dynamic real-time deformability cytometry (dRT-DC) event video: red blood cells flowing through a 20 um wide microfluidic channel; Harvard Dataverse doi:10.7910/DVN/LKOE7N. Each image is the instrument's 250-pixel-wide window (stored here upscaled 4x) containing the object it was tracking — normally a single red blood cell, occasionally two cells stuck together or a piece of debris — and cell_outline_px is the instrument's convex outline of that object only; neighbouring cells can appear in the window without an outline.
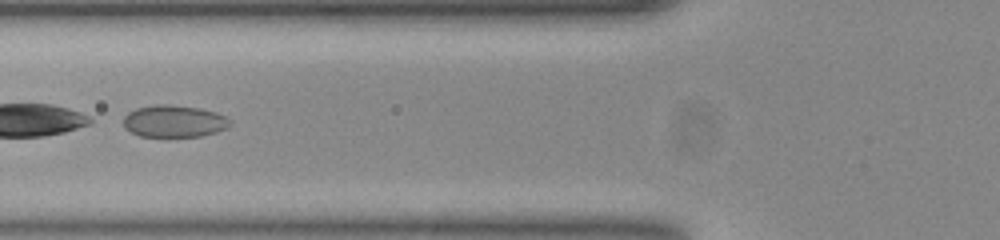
{"species": "common noctule bat (a hibernating species)", "species_latin": "Nyctalus noctula", "temperature_condition": "room temperature", "stored_images_in_passage": 50, "camera_frame_rate_fps": 3000, "um_per_image_px": 0.085, "animal": {"sex": "female", "body_mass_g": 23.0, "forearm_length_mm": 53.4}, "frame": {"image": 1, "passage_image": 18, "time_ms": 5.667, "image_size_px": [1000, 240], "cell_outline_px": [[232, 124], [216, 132], [200, 136], [140, 136], [124, 128], [124, 116], [128, 112], [136, 108], [156, 104], [172, 104], [200, 108], [216, 112], [232, 120]], "centroid_in_image_um": [14.79, 10.29], "position_along_channel_um": 111.0, "area_um2": 19.94}}
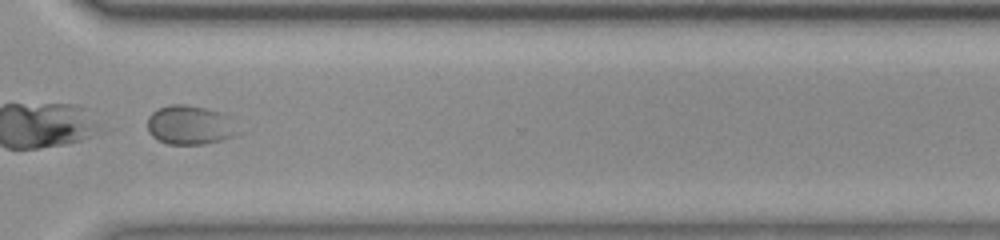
{"frame": {"image": 2, "passage_image": 37, "time_ms": 12.0, "image_size_px": [1000, 240], "cell_outline_px": [[236, 132], [232, 136], [220, 140], [200, 144], [168, 144], [156, 140], [148, 132], [148, 116], [156, 108], [168, 104], [184, 104], [204, 108], [220, 112], [228, 116]], "centroid_in_image_um": [16.03, 10.62], "position_along_channel_um": 354.6, "area_um2": 20.35}}